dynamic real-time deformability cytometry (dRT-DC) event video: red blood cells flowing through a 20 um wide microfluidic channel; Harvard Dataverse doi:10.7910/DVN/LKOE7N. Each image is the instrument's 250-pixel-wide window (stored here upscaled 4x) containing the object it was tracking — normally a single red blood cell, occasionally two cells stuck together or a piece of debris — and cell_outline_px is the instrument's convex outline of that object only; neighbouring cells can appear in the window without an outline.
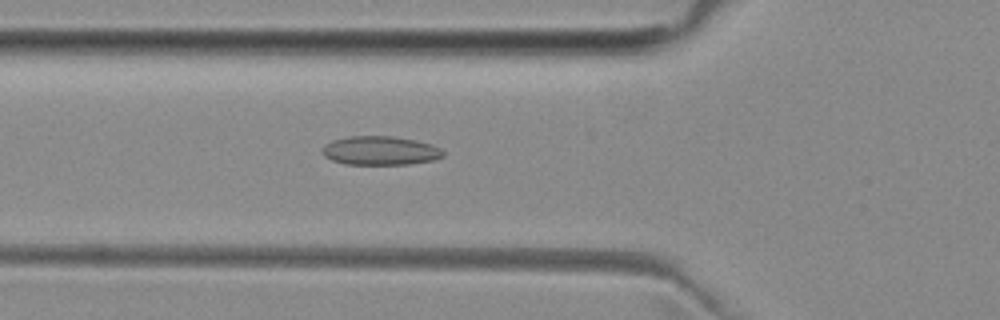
{"species": "common noctule bat (a hibernating species)", "species_latin": "Nyctalus noctula", "temperature_condition": "room temperature", "stored_images_in_passage": 37, "camera_frame_rate_fps": 3000, "um_per_image_px": 0.085, "animal": {"sex": "female", "body_mass_g": 29.2, "forearm_length_mm": 56.3}, "frame": {"image": 1, "passage_image": 7, "time_ms": 2.0, "image_size_px": [1000, 320], "cell_outline_px": [[444, 156], [436, 160], [408, 164], [344, 164], [332, 160], [324, 156], [320, 152], [324, 144], [332, 140], [348, 136], [392, 136], [416, 140], [432, 144], [440, 148], [444, 152]], "centroid_in_image_um": [32.31, 12.8], "position_along_channel_um": 93.5, "area_um2": 20.58}}
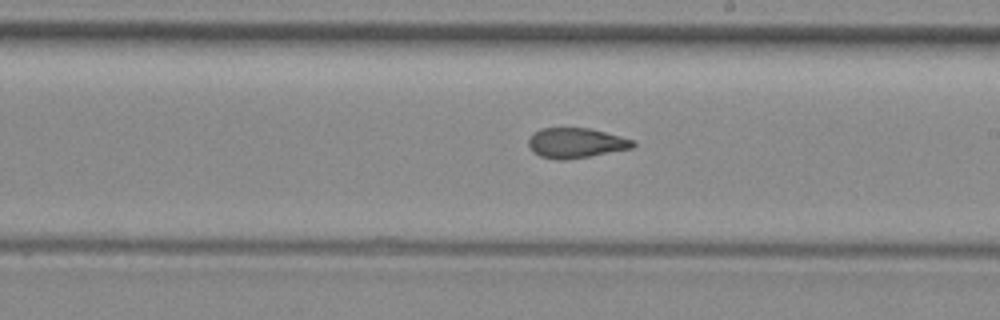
{"frame": {"image": 2, "passage_image": 18, "time_ms": 5.667, "image_size_px": [1000, 320], "cell_outline_px": [[636, 144], [632, 148], [588, 156], [564, 160], [560, 160], [540, 156], [532, 152], [528, 144], [528, 140], [532, 132], [540, 128], [588, 128], [636, 140]], "centroid_in_image_um": [48.92, 12.14], "position_along_channel_um": 240.1, "area_um2": 18.26}}
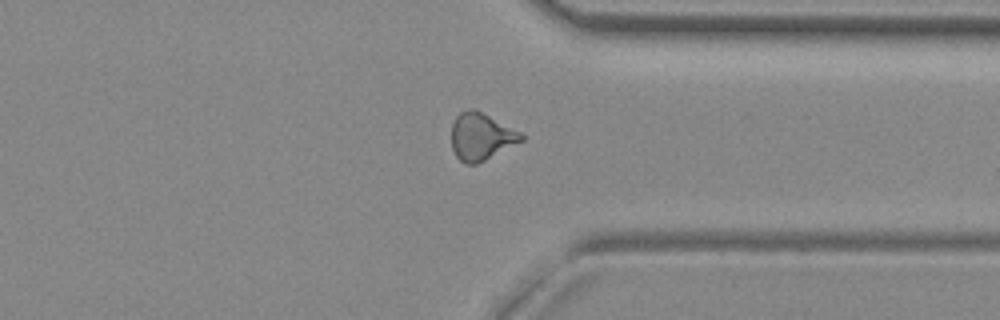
{"frame": {"image": 3, "passage_image": 28, "time_ms": 9.0, "image_size_px": [1000, 320], "cell_outline_px": [[524, 140], [476, 164], [464, 164], [456, 156], [452, 148], [452, 124], [456, 116], [460, 112], [468, 108], [476, 108], [520, 132], [524, 136]], "centroid_in_image_um": [40.88, 11.59], "position_along_channel_um": 370.5, "area_um2": 19.19}}